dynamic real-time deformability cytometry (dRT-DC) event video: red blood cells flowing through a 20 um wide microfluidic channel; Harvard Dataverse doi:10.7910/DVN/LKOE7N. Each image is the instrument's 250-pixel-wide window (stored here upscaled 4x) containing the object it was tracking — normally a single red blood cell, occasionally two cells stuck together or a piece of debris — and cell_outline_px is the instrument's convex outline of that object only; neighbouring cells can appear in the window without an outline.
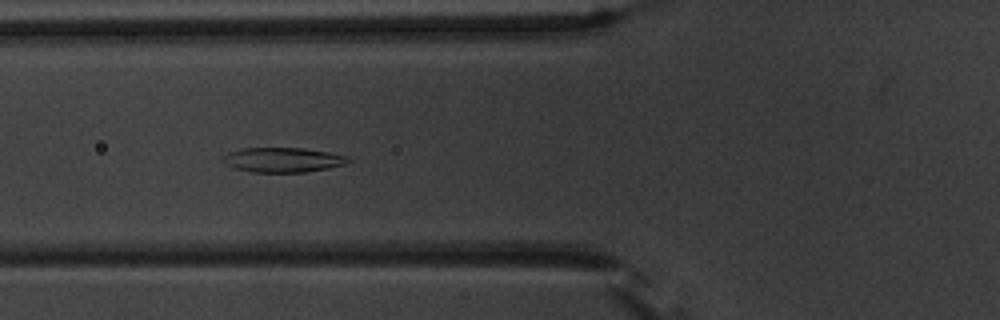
{"species": "common noctule bat (a hibernating species)", "species_latin": "Nyctalus noctula", "temperature_condition": "warm", "stored_images_in_passage": 55, "segment_of_instrument_passage": [1, 2], "camera_frame_rate_fps": 3000, "um_per_image_px": 0.085, "animal": {"sex": "male", "body_mass_g": 20.1, "forearm_length_mm": 53.5}, "frame": {"image": 1, "passage_image": 21, "time_ms": 6.667, "image_size_px": [1000, 320], "cell_outline_px": [[352, 160], [344, 164], [328, 168], [304, 172], [252, 172], [236, 168], [228, 164], [224, 160], [224, 156], [228, 152], [240, 148], [304, 148], [328, 152], [348, 156]], "centroid_in_image_um": [24.08, 13.58], "position_along_channel_um": 101.7, "area_um2": 17.86}}
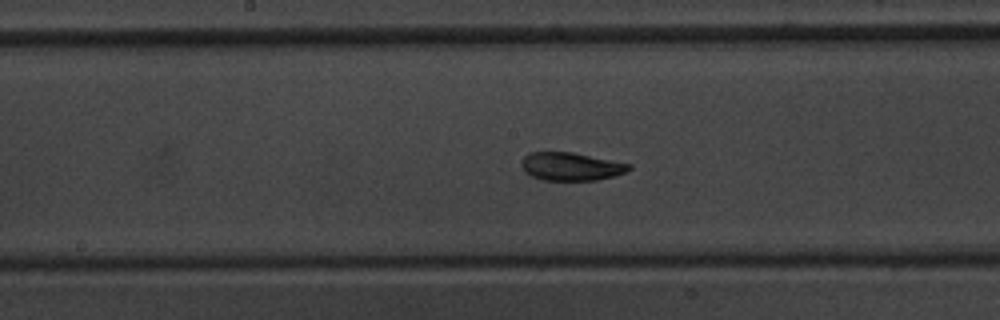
{"frame": {"image": 2, "passage_image": 29, "time_ms": 9.333, "image_size_px": [1000, 320], "cell_outline_px": [[632, 168], [628, 172], [596, 180], [540, 180], [524, 172], [520, 164], [524, 156], [528, 152], [572, 152], [632, 164]], "centroid_in_image_um": [48.52, 14.15], "position_along_channel_um": 199.7, "area_um2": 17.74}}
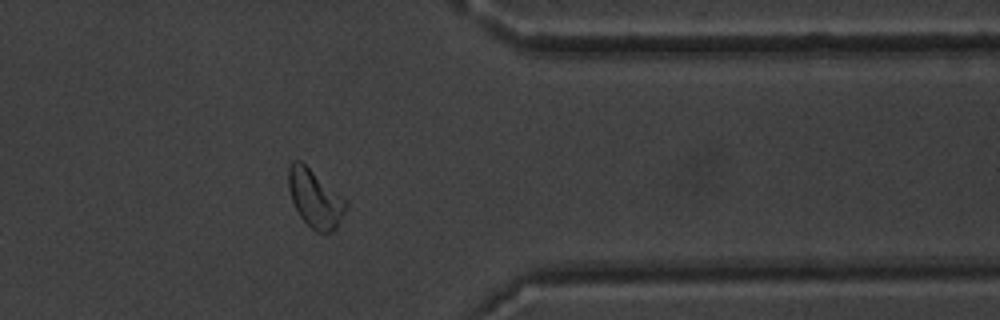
{"frame": {"image": 3, "passage_image": 45, "time_ms": 14.667, "image_size_px": [1000, 320], "cell_outline_px": [[348, 204], [336, 228], [332, 232], [316, 232], [300, 216], [292, 200], [288, 188], [288, 168], [292, 160], [300, 160], [348, 200]], "centroid_in_image_um": [26.78, 16.85], "position_along_channel_um": 384.6, "area_um2": 19.31}}